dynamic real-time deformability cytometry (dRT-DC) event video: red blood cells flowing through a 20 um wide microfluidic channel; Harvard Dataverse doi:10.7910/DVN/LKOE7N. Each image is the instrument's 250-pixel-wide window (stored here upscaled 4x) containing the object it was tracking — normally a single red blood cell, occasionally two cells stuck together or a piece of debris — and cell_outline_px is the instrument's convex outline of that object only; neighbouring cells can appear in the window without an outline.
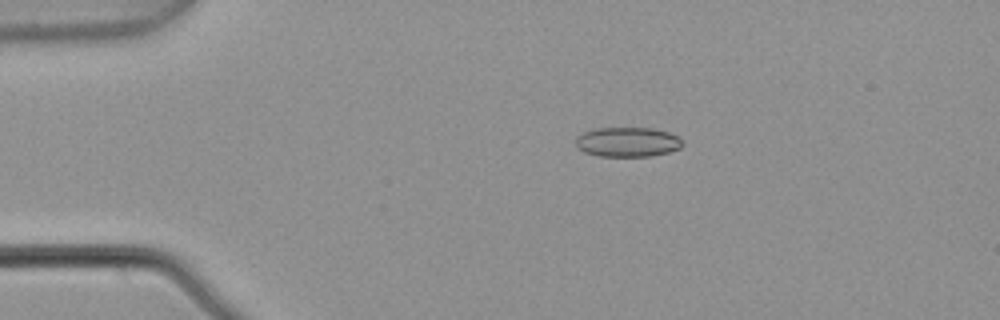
{"species": "common noctule bat (a hibernating species)", "species_latin": "Nyctalus noctula", "temperature_condition": "warm", "stored_images_in_passage": 5, "camera_frame_rate_fps": 3000, "um_per_image_px": 0.085, "animal": {"sex": "male", "body_mass_g": 21.5, "forearm_length_mm": 52.0}, "frame": {"image": 1, "passage_image": 3, "time_ms": 0.667, "image_size_px": [1000, 320], "cell_outline_px": [[684, 144], [680, 148], [668, 152], [652, 156], [600, 156], [584, 152], [576, 148], [576, 136], [584, 132], [596, 128], [652, 128], [668, 132], [676, 136]], "centroid_in_image_um": [53.31, 12.07], "position_along_channel_um": 31.7, "area_um2": 18.44}}
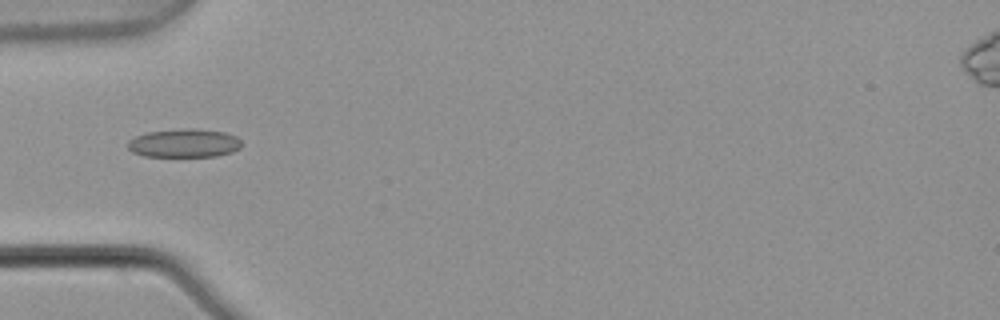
{"frame": {"image": 2, "passage_image": 5, "time_ms": 1.333, "image_size_px": [1000, 320], "cell_outline_px": [[240, 148], [232, 152], [216, 156], [144, 156], [132, 152], [128, 148], [128, 140], [136, 136], [148, 132], [184, 128], [192, 128], [224, 132], [236, 136], [240, 140]], "centroid_in_image_um": [15.64, 12.16], "position_along_channel_um": 69.4, "area_um2": 18.84}}